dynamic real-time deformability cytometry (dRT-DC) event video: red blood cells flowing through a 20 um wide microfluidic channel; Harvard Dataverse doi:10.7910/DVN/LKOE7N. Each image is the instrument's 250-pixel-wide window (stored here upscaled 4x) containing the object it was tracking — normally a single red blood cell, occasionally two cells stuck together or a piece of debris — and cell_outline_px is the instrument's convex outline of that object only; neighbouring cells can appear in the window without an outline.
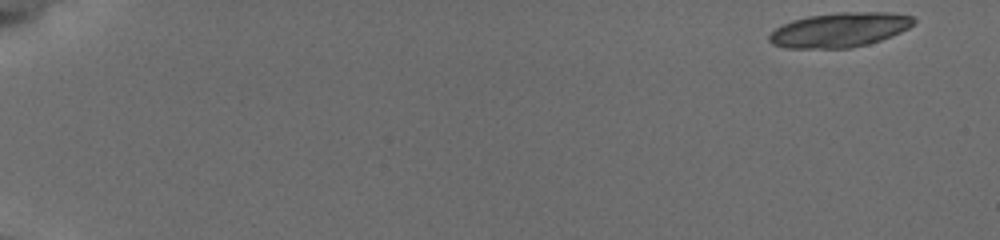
{"species": "common noctule bat (a hibernating species)", "species_latin": "Nyctalus noctula", "temperature_condition": "cold", "stored_images_in_passage": 22, "camera_frame_rate_fps": 3000, "um_per_image_px": 0.085, "animal": {"sex": "female", "body_mass_g": 19.5, "forearm_length_mm": 54.1}, "frame": {"image": 1, "passage_image": 1, "time_ms": 0.0, "image_size_px": [1000, 240], "cell_outline_px": [[916, 20], [908, 28], [892, 36], [868, 44], [848, 48], [788, 48], [772, 44], [768, 40], [768, 36], [776, 28], [792, 20], [808, 16], [840, 12], [892, 12], [912, 16]], "centroid_in_image_um": [71.37, 2.53], "position_along_channel_um": 13.6, "area_um2": 29.02}}